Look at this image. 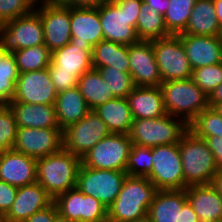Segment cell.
Returning a JSON list of instances; mask_svg holds the SVG:
<instances>
[{
    "label": "cell",
    "mask_w": 222,
    "mask_h": 222,
    "mask_svg": "<svg viewBox=\"0 0 222 222\" xmlns=\"http://www.w3.org/2000/svg\"><path fill=\"white\" fill-rule=\"evenodd\" d=\"M143 0H108L99 5L103 40L122 45L139 42L136 23Z\"/></svg>",
    "instance_id": "6da1fadb"
},
{
    "label": "cell",
    "mask_w": 222,
    "mask_h": 222,
    "mask_svg": "<svg viewBox=\"0 0 222 222\" xmlns=\"http://www.w3.org/2000/svg\"><path fill=\"white\" fill-rule=\"evenodd\" d=\"M157 191L147 177L127 175L118 196L107 209L108 222H133L148 216Z\"/></svg>",
    "instance_id": "7a4b0ae2"
},
{
    "label": "cell",
    "mask_w": 222,
    "mask_h": 222,
    "mask_svg": "<svg viewBox=\"0 0 222 222\" xmlns=\"http://www.w3.org/2000/svg\"><path fill=\"white\" fill-rule=\"evenodd\" d=\"M81 158L62 148L37 159V182L55 199L76 187Z\"/></svg>",
    "instance_id": "3957f363"
},
{
    "label": "cell",
    "mask_w": 222,
    "mask_h": 222,
    "mask_svg": "<svg viewBox=\"0 0 222 222\" xmlns=\"http://www.w3.org/2000/svg\"><path fill=\"white\" fill-rule=\"evenodd\" d=\"M184 189L192 185L210 184L219 169L204 139L188 130L179 142Z\"/></svg>",
    "instance_id": "277c9868"
},
{
    "label": "cell",
    "mask_w": 222,
    "mask_h": 222,
    "mask_svg": "<svg viewBox=\"0 0 222 222\" xmlns=\"http://www.w3.org/2000/svg\"><path fill=\"white\" fill-rule=\"evenodd\" d=\"M160 87L166 114L181 118L188 125L209 107V97L192 78L162 82Z\"/></svg>",
    "instance_id": "5b68a950"
},
{
    "label": "cell",
    "mask_w": 222,
    "mask_h": 222,
    "mask_svg": "<svg viewBox=\"0 0 222 222\" xmlns=\"http://www.w3.org/2000/svg\"><path fill=\"white\" fill-rule=\"evenodd\" d=\"M188 130L184 120L166 114L160 118L134 119L128 135L132 144L152 148L178 144Z\"/></svg>",
    "instance_id": "8992f818"
},
{
    "label": "cell",
    "mask_w": 222,
    "mask_h": 222,
    "mask_svg": "<svg viewBox=\"0 0 222 222\" xmlns=\"http://www.w3.org/2000/svg\"><path fill=\"white\" fill-rule=\"evenodd\" d=\"M43 44V24L35 10L0 24V51L12 53Z\"/></svg>",
    "instance_id": "52a82bcc"
},
{
    "label": "cell",
    "mask_w": 222,
    "mask_h": 222,
    "mask_svg": "<svg viewBox=\"0 0 222 222\" xmlns=\"http://www.w3.org/2000/svg\"><path fill=\"white\" fill-rule=\"evenodd\" d=\"M131 145L128 134L110 133L81 158V163L94 169L125 171Z\"/></svg>",
    "instance_id": "ba28073f"
},
{
    "label": "cell",
    "mask_w": 222,
    "mask_h": 222,
    "mask_svg": "<svg viewBox=\"0 0 222 222\" xmlns=\"http://www.w3.org/2000/svg\"><path fill=\"white\" fill-rule=\"evenodd\" d=\"M126 176V171L94 169L81 164L76 187L84 195L99 200L108 209L118 196Z\"/></svg>",
    "instance_id": "9c48e42d"
},
{
    "label": "cell",
    "mask_w": 222,
    "mask_h": 222,
    "mask_svg": "<svg viewBox=\"0 0 222 222\" xmlns=\"http://www.w3.org/2000/svg\"><path fill=\"white\" fill-rule=\"evenodd\" d=\"M151 41L162 82L191 78L193 69L178 35Z\"/></svg>",
    "instance_id": "30bf717a"
},
{
    "label": "cell",
    "mask_w": 222,
    "mask_h": 222,
    "mask_svg": "<svg viewBox=\"0 0 222 222\" xmlns=\"http://www.w3.org/2000/svg\"><path fill=\"white\" fill-rule=\"evenodd\" d=\"M153 167L147 177L158 190H183L184 174L178 144L152 147Z\"/></svg>",
    "instance_id": "8fae6325"
},
{
    "label": "cell",
    "mask_w": 222,
    "mask_h": 222,
    "mask_svg": "<svg viewBox=\"0 0 222 222\" xmlns=\"http://www.w3.org/2000/svg\"><path fill=\"white\" fill-rule=\"evenodd\" d=\"M110 133L105 122L91 110L80 121L63 130V148L82 158L98 141Z\"/></svg>",
    "instance_id": "7c38bea8"
},
{
    "label": "cell",
    "mask_w": 222,
    "mask_h": 222,
    "mask_svg": "<svg viewBox=\"0 0 222 222\" xmlns=\"http://www.w3.org/2000/svg\"><path fill=\"white\" fill-rule=\"evenodd\" d=\"M34 10L40 15L43 24L44 45L51 52L70 42V6L62 3L36 2Z\"/></svg>",
    "instance_id": "4fadbf2b"
},
{
    "label": "cell",
    "mask_w": 222,
    "mask_h": 222,
    "mask_svg": "<svg viewBox=\"0 0 222 222\" xmlns=\"http://www.w3.org/2000/svg\"><path fill=\"white\" fill-rule=\"evenodd\" d=\"M54 202L58 212L74 222H108L107 208L93 196L84 195L77 187L59 194Z\"/></svg>",
    "instance_id": "5bb4252c"
},
{
    "label": "cell",
    "mask_w": 222,
    "mask_h": 222,
    "mask_svg": "<svg viewBox=\"0 0 222 222\" xmlns=\"http://www.w3.org/2000/svg\"><path fill=\"white\" fill-rule=\"evenodd\" d=\"M63 148L60 128L18 127L13 149L33 158L57 153Z\"/></svg>",
    "instance_id": "9a60e30c"
},
{
    "label": "cell",
    "mask_w": 222,
    "mask_h": 222,
    "mask_svg": "<svg viewBox=\"0 0 222 222\" xmlns=\"http://www.w3.org/2000/svg\"><path fill=\"white\" fill-rule=\"evenodd\" d=\"M57 94L46 68L19 74L11 102L55 105Z\"/></svg>",
    "instance_id": "2e32d148"
},
{
    "label": "cell",
    "mask_w": 222,
    "mask_h": 222,
    "mask_svg": "<svg viewBox=\"0 0 222 222\" xmlns=\"http://www.w3.org/2000/svg\"><path fill=\"white\" fill-rule=\"evenodd\" d=\"M130 74L135 87L160 86L162 79L152 41L140 40L129 46Z\"/></svg>",
    "instance_id": "e0dca14e"
},
{
    "label": "cell",
    "mask_w": 222,
    "mask_h": 222,
    "mask_svg": "<svg viewBox=\"0 0 222 222\" xmlns=\"http://www.w3.org/2000/svg\"><path fill=\"white\" fill-rule=\"evenodd\" d=\"M54 199L38 183L19 187L15 200L2 222H24L37 211L48 207Z\"/></svg>",
    "instance_id": "ac0fdd59"
},
{
    "label": "cell",
    "mask_w": 222,
    "mask_h": 222,
    "mask_svg": "<svg viewBox=\"0 0 222 222\" xmlns=\"http://www.w3.org/2000/svg\"><path fill=\"white\" fill-rule=\"evenodd\" d=\"M37 159L14 149L0 153V180L23 187L37 182Z\"/></svg>",
    "instance_id": "d6986e66"
},
{
    "label": "cell",
    "mask_w": 222,
    "mask_h": 222,
    "mask_svg": "<svg viewBox=\"0 0 222 222\" xmlns=\"http://www.w3.org/2000/svg\"><path fill=\"white\" fill-rule=\"evenodd\" d=\"M72 44L94 47L103 40L102 25L98 7L70 6Z\"/></svg>",
    "instance_id": "ffe728a7"
},
{
    "label": "cell",
    "mask_w": 222,
    "mask_h": 222,
    "mask_svg": "<svg viewBox=\"0 0 222 222\" xmlns=\"http://www.w3.org/2000/svg\"><path fill=\"white\" fill-rule=\"evenodd\" d=\"M192 69L222 63L219 36L178 35Z\"/></svg>",
    "instance_id": "44dd1931"
},
{
    "label": "cell",
    "mask_w": 222,
    "mask_h": 222,
    "mask_svg": "<svg viewBox=\"0 0 222 222\" xmlns=\"http://www.w3.org/2000/svg\"><path fill=\"white\" fill-rule=\"evenodd\" d=\"M185 194L200 222L222 220V197L210 184L188 186Z\"/></svg>",
    "instance_id": "7402d4cb"
},
{
    "label": "cell",
    "mask_w": 222,
    "mask_h": 222,
    "mask_svg": "<svg viewBox=\"0 0 222 222\" xmlns=\"http://www.w3.org/2000/svg\"><path fill=\"white\" fill-rule=\"evenodd\" d=\"M127 99L133 119H153L166 115L160 86L135 87Z\"/></svg>",
    "instance_id": "603a6c76"
},
{
    "label": "cell",
    "mask_w": 222,
    "mask_h": 222,
    "mask_svg": "<svg viewBox=\"0 0 222 222\" xmlns=\"http://www.w3.org/2000/svg\"><path fill=\"white\" fill-rule=\"evenodd\" d=\"M92 53L91 45L69 42L52 52L51 62L58 67V71L71 72L80 78L85 72L93 69Z\"/></svg>",
    "instance_id": "cb8c5ba5"
},
{
    "label": "cell",
    "mask_w": 222,
    "mask_h": 222,
    "mask_svg": "<svg viewBox=\"0 0 222 222\" xmlns=\"http://www.w3.org/2000/svg\"><path fill=\"white\" fill-rule=\"evenodd\" d=\"M17 127L59 128L55 105L9 102Z\"/></svg>",
    "instance_id": "d4e9b609"
},
{
    "label": "cell",
    "mask_w": 222,
    "mask_h": 222,
    "mask_svg": "<svg viewBox=\"0 0 222 222\" xmlns=\"http://www.w3.org/2000/svg\"><path fill=\"white\" fill-rule=\"evenodd\" d=\"M55 110L58 125L62 131L80 121L91 111L77 86L57 94Z\"/></svg>",
    "instance_id": "484cf974"
},
{
    "label": "cell",
    "mask_w": 222,
    "mask_h": 222,
    "mask_svg": "<svg viewBox=\"0 0 222 222\" xmlns=\"http://www.w3.org/2000/svg\"><path fill=\"white\" fill-rule=\"evenodd\" d=\"M93 111L111 133L129 134L134 119L127 98H113Z\"/></svg>",
    "instance_id": "4316f807"
},
{
    "label": "cell",
    "mask_w": 222,
    "mask_h": 222,
    "mask_svg": "<svg viewBox=\"0 0 222 222\" xmlns=\"http://www.w3.org/2000/svg\"><path fill=\"white\" fill-rule=\"evenodd\" d=\"M186 201L185 189L158 190L150 204L148 217L152 222H178L179 210Z\"/></svg>",
    "instance_id": "83f0119b"
},
{
    "label": "cell",
    "mask_w": 222,
    "mask_h": 222,
    "mask_svg": "<svg viewBox=\"0 0 222 222\" xmlns=\"http://www.w3.org/2000/svg\"><path fill=\"white\" fill-rule=\"evenodd\" d=\"M220 29L213 0H197L185 31L179 35L219 36Z\"/></svg>",
    "instance_id": "f1b7e54d"
},
{
    "label": "cell",
    "mask_w": 222,
    "mask_h": 222,
    "mask_svg": "<svg viewBox=\"0 0 222 222\" xmlns=\"http://www.w3.org/2000/svg\"><path fill=\"white\" fill-rule=\"evenodd\" d=\"M93 69L112 67L130 73L129 46L102 40L93 47Z\"/></svg>",
    "instance_id": "f546056e"
},
{
    "label": "cell",
    "mask_w": 222,
    "mask_h": 222,
    "mask_svg": "<svg viewBox=\"0 0 222 222\" xmlns=\"http://www.w3.org/2000/svg\"><path fill=\"white\" fill-rule=\"evenodd\" d=\"M77 88L91 110L115 98L96 69L85 72L78 79Z\"/></svg>",
    "instance_id": "4dcf8cb0"
},
{
    "label": "cell",
    "mask_w": 222,
    "mask_h": 222,
    "mask_svg": "<svg viewBox=\"0 0 222 222\" xmlns=\"http://www.w3.org/2000/svg\"><path fill=\"white\" fill-rule=\"evenodd\" d=\"M136 32L139 40L144 41L170 36L165 25L164 16L147 5L142 6L139 11Z\"/></svg>",
    "instance_id": "1f68e13d"
},
{
    "label": "cell",
    "mask_w": 222,
    "mask_h": 222,
    "mask_svg": "<svg viewBox=\"0 0 222 222\" xmlns=\"http://www.w3.org/2000/svg\"><path fill=\"white\" fill-rule=\"evenodd\" d=\"M19 74L49 67L52 52L43 44L12 52Z\"/></svg>",
    "instance_id": "d6a6232c"
},
{
    "label": "cell",
    "mask_w": 222,
    "mask_h": 222,
    "mask_svg": "<svg viewBox=\"0 0 222 222\" xmlns=\"http://www.w3.org/2000/svg\"><path fill=\"white\" fill-rule=\"evenodd\" d=\"M197 0H170L164 21L170 35L182 34Z\"/></svg>",
    "instance_id": "836d02e7"
},
{
    "label": "cell",
    "mask_w": 222,
    "mask_h": 222,
    "mask_svg": "<svg viewBox=\"0 0 222 222\" xmlns=\"http://www.w3.org/2000/svg\"><path fill=\"white\" fill-rule=\"evenodd\" d=\"M19 72L12 53L0 51V104H8L15 95Z\"/></svg>",
    "instance_id": "e575fe53"
},
{
    "label": "cell",
    "mask_w": 222,
    "mask_h": 222,
    "mask_svg": "<svg viewBox=\"0 0 222 222\" xmlns=\"http://www.w3.org/2000/svg\"><path fill=\"white\" fill-rule=\"evenodd\" d=\"M189 130L199 138L210 136L222 138V116L212 107H208L189 124Z\"/></svg>",
    "instance_id": "d590c367"
},
{
    "label": "cell",
    "mask_w": 222,
    "mask_h": 222,
    "mask_svg": "<svg viewBox=\"0 0 222 222\" xmlns=\"http://www.w3.org/2000/svg\"><path fill=\"white\" fill-rule=\"evenodd\" d=\"M152 160V148L132 144L125 171L128 176L148 177L153 167Z\"/></svg>",
    "instance_id": "8d00e7d4"
},
{
    "label": "cell",
    "mask_w": 222,
    "mask_h": 222,
    "mask_svg": "<svg viewBox=\"0 0 222 222\" xmlns=\"http://www.w3.org/2000/svg\"><path fill=\"white\" fill-rule=\"evenodd\" d=\"M97 70L115 98H127V96L135 88V84L130 73L112 69V67H103Z\"/></svg>",
    "instance_id": "74e56055"
},
{
    "label": "cell",
    "mask_w": 222,
    "mask_h": 222,
    "mask_svg": "<svg viewBox=\"0 0 222 222\" xmlns=\"http://www.w3.org/2000/svg\"><path fill=\"white\" fill-rule=\"evenodd\" d=\"M191 78L209 97L222 83V63L194 69Z\"/></svg>",
    "instance_id": "f35d334b"
},
{
    "label": "cell",
    "mask_w": 222,
    "mask_h": 222,
    "mask_svg": "<svg viewBox=\"0 0 222 222\" xmlns=\"http://www.w3.org/2000/svg\"><path fill=\"white\" fill-rule=\"evenodd\" d=\"M17 124L8 104H0V153L13 149L16 141Z\"/></svg>",
    "instance_id": "ab89813d"
},
{
    "label": "cell",
    "mask_w": 222,
    "mask_h": 222,
    "mask_svg": "<svg viewBox=\"0 0 222 222\" xmlns=\"http://www.w3.org/2000/svg\"><path fill=\"white\" fill-rule=\"evenodd\" d=\"M35 5V0H0V24L29 14Z\"/></svg>",
    "instance_id": "60d3db41"
},
{
    "label": "cell",
    "mask_w": 222,
    "mask_h": 222,
    "mask_svg": "<svg viewBox=\"0 0 222 222\" xmlns=\"http://www.w3.org/2000/svg\"><path fill=\"white\" fill-rule=\"evenodd\" d=\"M48 72L58 93L77 86L79 78L74 73L58 71V67L52 62L49 64Z\"/></svg>",
    "instance_id": "b9f144b4"
},
{
    "label": "cell",
    "mask_w": 222,
    "mask_h": 222,
    "mask_svg": "<svg viewBox=\"0 0 222 222\" xmlns=\"http://www.w3.org/2000/svg\"><path fill=\"white\" fill-rule=\"evenodd\" d=\"M18 188L0 180V214L4 216L13 204Z\"/></svg>",
    "instance_id": "7bdbcfd3"
},
{
    "label": "cell",
    "mask_w": 222,
    "mask_h": 222,
    "mask_svg": "<svg viewBox=\"0 0 222 222\" xmlns=\"http://www.w3.org/2000/svg\"><path fill=\"white\" fill-rule=\"evenodd\" d=\"M57 213L58 209L53 201L48 207L37 211L24 222H53Z\"/></svg>",
    "instance_id": "ee69618b"
},
{
    "label": "cell",
    "mask_w": 222,
    "mask_h": 222,
    "mask_svg": "<svg viewBox=\"0 0 222 222\" xmlns=\"http://www.w3.org/2000/svg\"><path fill=\"white\" fill-rule=\"evenodd\" d=\"M202 139L205 140L207 146L213 153L217 166L222 168V138L218 136H210Z\"/></svg>",
    "instance_id": "f6af8a7d"
},
{
    "label": "cell",
    "mask_w": 222,
    "mask_h": 222,
    "mask_svg": "<svg viewBox=\"0 0 222 222\" xmlns=\"http://www.w3.org/2000/svg\"><path fill=\"white\" fill-rule=\"evenodd\" d=\"M178 222H200L188 200L183 204L182 209L179 210Z\"/></svg>",
    "instance_id": "bcb514c9"
},
{
    "label": "cell",
    "mask_w": 222,
    "mask_h": 222,
    "mask_svg": "<svg viewBox=\"0 0 222 222\" xmlns=\"http://www.w3.org/2000/svg\"><path fill=\"white\" fill-rule=\"evenodd\" d=\"M107 0H64L62 4L74 7H98Z\"/></svg>",
    "instance_id": "7dc6e473"
},
{
    "label": "cell",
    "mask_w": 222,
    "mask_h": 222,
    "mask_svg": "<svg viewBox=\"0 0 222 222\" xmlns=\"http://www.w3.org/2000/svg\"><path fill=\"white\" fill-rule=\"evenodd\" d=\"M144 5L152 7L155 11L164 16L169 7L170 0H143Z\"/></svg>",
    "instance_id": "c3c4849f"
},
{
    "label": "cell",
    "mask_w": 222,
    "mask_h": 222,
    "mask_svg": "<svg viewBox=\"0 0 222 222\" xmlns=\"http://www.w3.org/2000/svg\"><path fill=\"white\" fill-rule=\"evenodd\" d=\"M210 185L222 197V168H219L212 178Z\"/></svg>",
    "instance_id": "681fc988"
},
{
    "label": "cell",
    "mask_w": 222,
    "mask_h": 222,
    "mask_svg": "<svg viewBox=\"0 0 222 222\" xmlns=\"http://www.w3.org/2000/svg\"><path fill=\"white\" fill-rule=\"evenodd\" d=\"M217 103H222V83L209 96V107H213Z\"/></svg>",
    "instance_id": "f907efd6"
},
{
    "label": "cell",
    "mask_w": 222,
    "mask_h": 222,
    "mask_svg": "<svg viewBox=\"0 0 222 222\" xmlns=\"http://www.w3.org/2000/svg\"><path fill=\"white\" fill-rule=\"evenodd\" d=\"M216 17L218 18L220 27H222V0H213Z\"/></svg>",
    "instance_id": "816d5d0a"
},
{
    "label": "cell",
    "mask_w": 222,
    "mask_h": 222,
    "mask_svg": "<svg viewBox=\"0 0 222 222\" xmlns=\"http://www.w3.org/2000/svg\"><path fill=\"white\" fill-rule=\"evenodd\" d=\"M53 222H74L62 216L59 212L55 215Z\"/></svg>",
    "instance_id": "f5cc1de1"
},
{
    "label": "cell",
    "mask_w": 222,
    "mask_h": 222,
    "mask_svg": "<svg viewBox=\"0 0 222 222\" xmlns=\"http://www.w3.org/2000/svg\"><path fill=\"white\" fill-rule=\"evenodd\" d=\"M217 113L222 116V103H217L212 107Z\"/></svg>",
    "instance_id": "db71d44e"
},
{
    "label": "cell",
    "mask_w": 222,
    "mask_h": 222,
    "mask_svg": "<svg viewBox=\"0 0 222 222\" xmlns=\"http://www.w3.org/2000/svg\"><path fill=\"white\" fill-rule=\"evenodd\" d=\"M36 2L62 3L64 0H35Z\"/></svg>",
    "instance_id": "11a10c76"
},
{
    "label": "cell",
    "mask_w": 222,
    "mask_h": 222,
    "mask_svg": "<svg viewBox=\"0 0 222 222\" xmlns=\"http://www.w3.org/2000/svg\"><path fill=\"white\" fill-rule=\"evenodd\" d=\"M133 222H152V220L148 216H146V217H144L142 219L135 220Z\"/></svg>",
    "instance_id": "9f6ffc18"
},
{
    "label": "cell",
    "mask_w": 222,
    "mask_h": 222,
    "mask_svg": "<svg viewBox=\"0 0 222 222\" xmlns=\"http://www.w3.org/2000/svg\"><path fill=\"white\" fill-rule=\"evenodd\" d=\"M219 39H220V41L222 43V27H221L220 32H219Z\"/></svg>",
    "instance_id": "6f0895ef"
},
{
    "label": "cell",
    "mask_w": 222,
    "mask_h": 222,
    "mask_svg": "<svg viewBox=\"0 0 222 222\" xmlns=\"http://www.w3.org/2000/svg\"><path fill=\"white\" fill-rule=\"evenodd\" d=\"M3 216L0 214V222H2Z\"/></svg>",
    "instance_id": "680465c9"
}]
</instances>
